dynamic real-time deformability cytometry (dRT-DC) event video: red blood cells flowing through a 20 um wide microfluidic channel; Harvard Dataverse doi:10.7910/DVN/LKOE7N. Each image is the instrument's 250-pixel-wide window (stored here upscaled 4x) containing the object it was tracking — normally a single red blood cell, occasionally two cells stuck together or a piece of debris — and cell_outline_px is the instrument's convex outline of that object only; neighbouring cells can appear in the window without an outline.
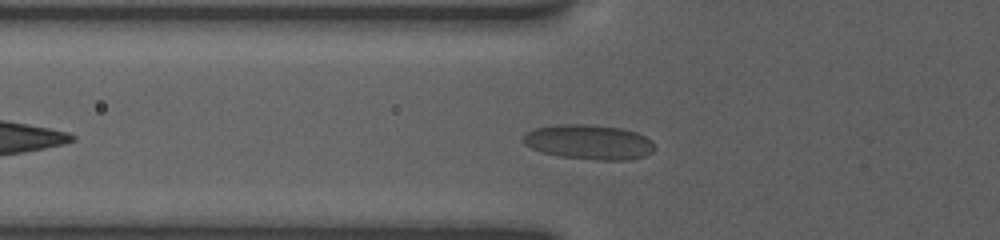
{"species": "human", "species_latin": "Homo sapiens", "temperature_condition": "room temperature", "stored_images_in_passage": 54, "camera_frame_rate_fps": 3000, "um_per_image_px": 0.085, "donor": {"sex": "female"}, "frame": {"image": 1, "passage_image": 7, "time_ms": 2.0, "image_size_px": [1000, 240], "cell_outline_px": [[656, 148], [652, 152], [644, 156], [628, 160], [596, 160], [560, 156], [544, 152], [532, 148], [524, 144], [520, 140], [528, 132], [536, 128], [556, 124], [584, 124], [620, 128], [636, 132], [652, 140], [656, 144]], "centroid_in_image_um": [50.09, 12.08], "position_along_channel_um": 75.7, "area_um2": 26.65}}
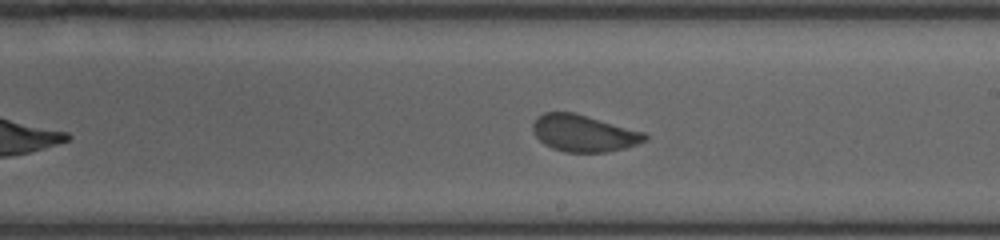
{"frame": {"image": 2, "passage_image": 31, "time_ms": 6.333, "image_size_px": [1000, 240], "cell_outline_px": [[648, 140], [624, 148], [608, 152], [564, 152], [552, 148], [544, 144], [536, 136], [532, 128], [532, 124], [536, 116], [544, 112], [576, 112], [644, 132], [648, 136]], "centroid_in_image_um": [49.6, 11.31], "position_along_channel_um": 239.4, "area_um2": 24.22}}
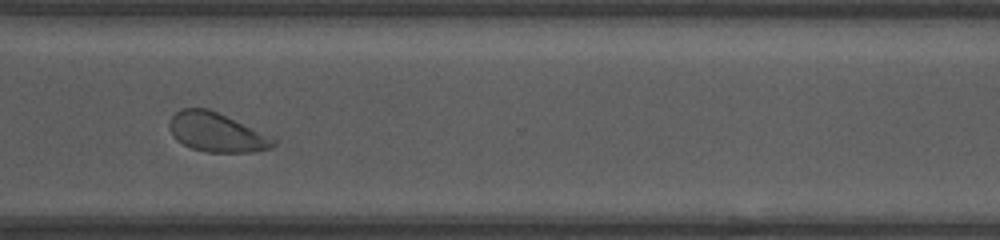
{"frame": {"image": 3, "passage_image": 53, "time_ms": 9.333, "image_size_px": [1000, 240], "cell_outline_px": [[276, 144], [272, 148], [256, 152], [208, 152], [192, 148], [176, 140], [172, 136], [168, 128], [168, 124], [172, 116], [180, 108], [208, 108], [276, 136]], "centroid_in_image_um": [18.47, 11.24], "position_along_channel_um": 352.1, "area_um2": 24.33}}